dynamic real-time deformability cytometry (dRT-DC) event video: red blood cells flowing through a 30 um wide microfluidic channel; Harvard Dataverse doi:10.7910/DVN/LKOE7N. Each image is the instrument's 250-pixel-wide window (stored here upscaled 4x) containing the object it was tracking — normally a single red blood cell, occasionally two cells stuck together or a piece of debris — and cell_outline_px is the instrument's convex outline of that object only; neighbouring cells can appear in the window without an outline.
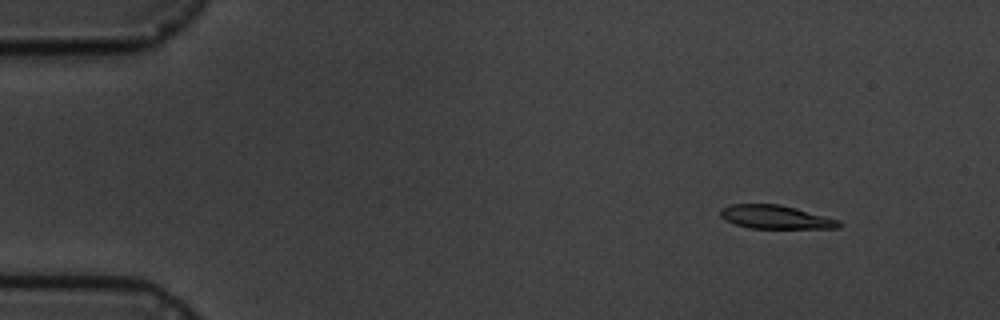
{"species": "common noctule bat (a hibernating species)", "species_latin": "Nyctalus noctula", "temperature_condition": "cold", "stored_images_in_passage": 6, "segment_of_instrument_passage": [1, 2], "camera_frame_rate_fps": 3000, "um_per_image_px": 0.085, "animal": {"sex": "male", "body_mass_g": 19.5, "forearm_length_mm": 54.6}, "frame": {"image": 1, "passage_image": 2, "time_ms": 1.0, "image_size_px": [1000, 320], "cell_outline_px": [[840, 228], [752, 228], [736, 224], [724, 220], [720, 216], [720, 208], [732, 204], [780, 204], [796, 208], [840, 220]], "centroid_in_image_um": [65.9, 18.44], "position_along_channel_um": 19.1, "area_um2": 16.18}}